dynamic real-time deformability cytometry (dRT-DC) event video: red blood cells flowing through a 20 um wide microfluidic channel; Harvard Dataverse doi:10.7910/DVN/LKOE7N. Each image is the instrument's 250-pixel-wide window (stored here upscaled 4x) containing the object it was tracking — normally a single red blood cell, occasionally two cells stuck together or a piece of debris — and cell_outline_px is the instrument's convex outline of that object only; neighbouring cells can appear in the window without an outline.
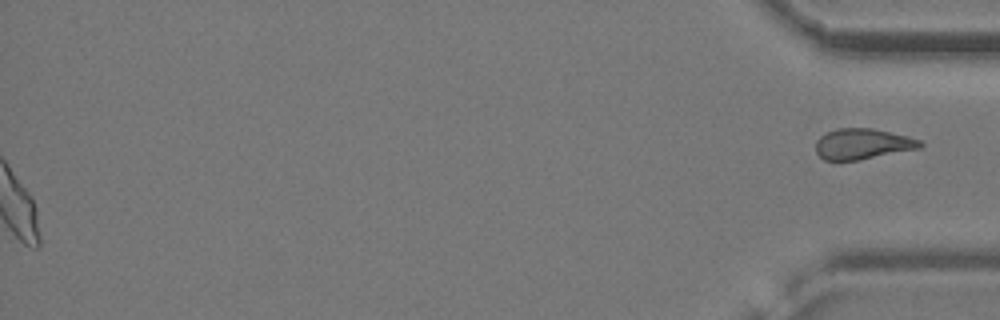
{"species": "common noctule bat (a hibernating species)", "species_latin": "Nyctalus noctula", "temperature_condition": "cold", "stored_images_in_passage": 53, "segment_of_instrument_passage": [2, 2], "camera_frame_rate_fps": 3000, "um_per_image_px": 0.085, "animal": {"sex": "female", "body_mass_g": 24.6, "forearm_length_mm": 56.2}, "frame": {"image": 1, "passage_image": 53, "time_ms": 17.333, "image_size_px": [1000, 320], "cell_outline_px": [[924, 144], [920, 148], [856, 160], [824, 160], [816, 152], [816, 140], [820, 136], [836, 128], [872, 128], [920, 140]], "centroid_in_image_um": [73.28, 12.23], "position_along_channel_um": 361.9, "area_um2": 18.32}}